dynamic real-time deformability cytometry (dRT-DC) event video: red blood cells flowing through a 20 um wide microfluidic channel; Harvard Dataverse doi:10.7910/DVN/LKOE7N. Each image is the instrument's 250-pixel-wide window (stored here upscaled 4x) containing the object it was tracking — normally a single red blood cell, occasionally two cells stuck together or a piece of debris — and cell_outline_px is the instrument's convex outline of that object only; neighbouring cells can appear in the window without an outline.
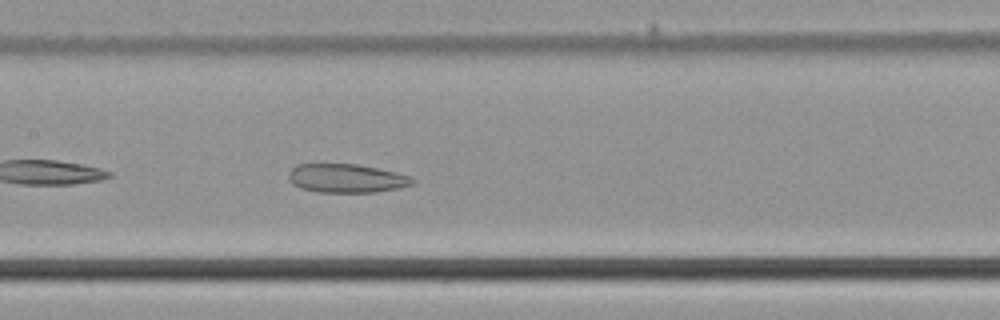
{"species": "common noctule bat (a hibernating species)", "species_latin": "Nyctalus noctula", "temperature_condition": "cold", "stored_images_in_passage": 45, "camera_frame_rate_fps": 3000, "um_per_image_px": 0.085, "animal": {"sex": "male", "body_mass_g": 21.5, "forearm_length_mm": 52.0}, "frame": {"image": 1, "passage_image": 18, "time_ms": 5.667, "image_size_px": [1000, 320], "cell_outline_px": [[416, 180], [412, 184], [400, 188], [376, 192], [316, 192], [300, 188], [292, 184], [288, 180], [288, 172], [296, 164], [356, 164], [396, 172], [412, 176]], "centroid_in_image_um": [29.44, 15.16], "position_along_channel_um": 178.0, "area_um2": 20.92}}
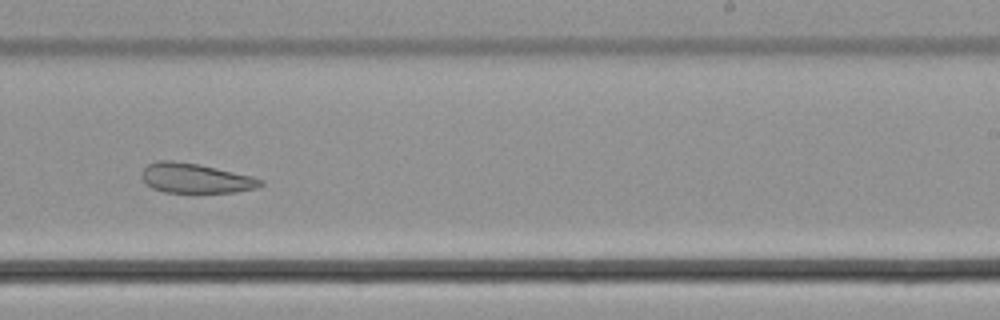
{"frame": {"image": 2, "passage_image": 25, "time_ms": 8.0, "image_size_px": [1000, 320], "cell_outline_px": [[264, 184], [256, 188], [236, 192], [164, 192], [152, 188], [144, 184], [140, 176], [140, 172], [148, 164], [160, 160], [172, 160], [200, 164], [252, 176], [264, 180]], "centroid_in_image_um": [16.58, 15.14], "position_along_channel_um": 272.4, "area_um2": 20.81}}
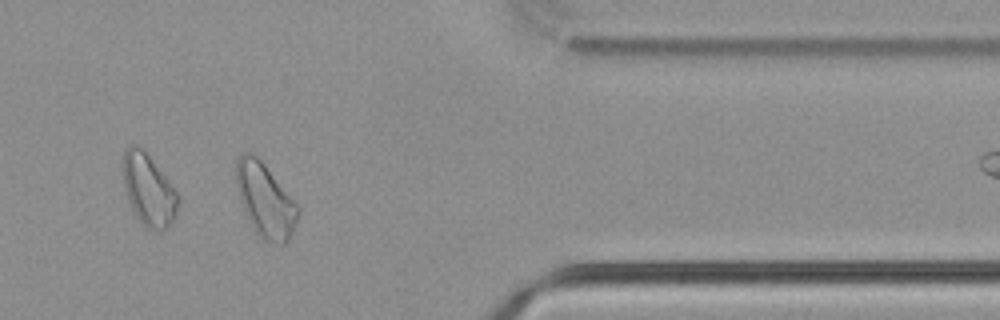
{"frame": {"image": 3, "passage_image": 35, "time_ms": 11.333, "image_size_px": [1000, 320], "cell_outline_px": [[300, 212], [288, 240], [284, 244], [280, 244], [264, 240], [256, 232], [248, 220], [244, 212], [240, 200], [236, 184], [236, 160], [244, 152], [252, 152], [264, 164], [300, 208]], "centroid_in_image_um": [22.52, 17.02], "position_along_channel_um": 388.9, "area_um2": 26.18}}